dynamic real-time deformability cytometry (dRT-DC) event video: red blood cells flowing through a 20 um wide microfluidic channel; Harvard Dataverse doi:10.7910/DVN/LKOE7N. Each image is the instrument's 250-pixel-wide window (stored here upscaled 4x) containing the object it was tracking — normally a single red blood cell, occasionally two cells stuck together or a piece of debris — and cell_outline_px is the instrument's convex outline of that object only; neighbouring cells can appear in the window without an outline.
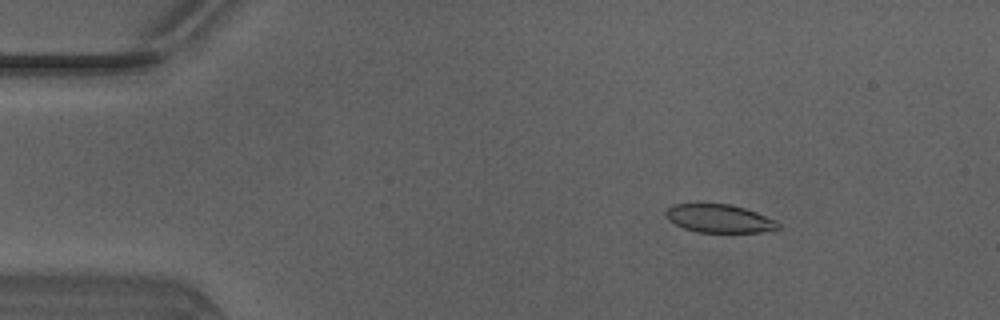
{"species": "Egyptian fruit bat (a non-hibernating species)", "species_latin": "Rousettus aegyptiacus", "temperature_condition": "warm", "stored_images_in_passage": 51, "segment_of_instrument_passage": [1, 2], "camera_frame_rate_fps": 3000, "um_per_image_px": 0.085, "animal": {"sex": "male"}, "frame": {"image": 1, "passage_image": 8, "time_ms": 2.333, "image_size_px": [1000, 320], "cell_outline_px": [[780, 228], [760, 232], [696, 232], [684, 228], [668, 220], [664, 212], [668, 208], [676, 204], [728, 204], [744, 208], [756, 212], [776, 220], [780, 224]], "centroid_in_image_um": [61.14, 18.58], "position_along_channel_um": 23.9, "area_um2": 18.32}}
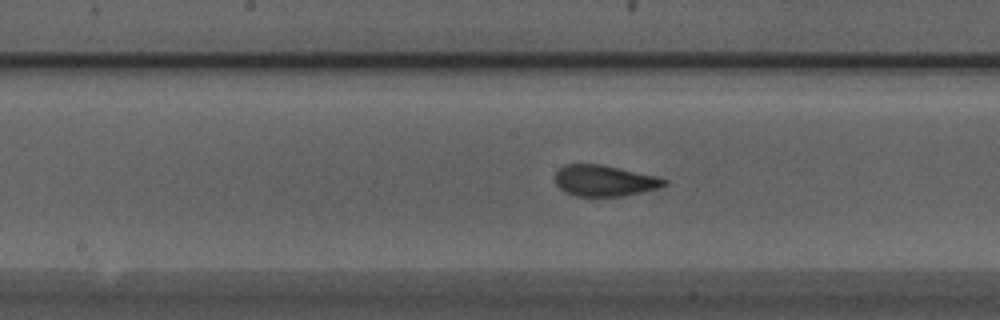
{"frame": {"image": 2, "passage_image": 26, "time_ms": 8.333, "image_size_px": [1000, 320], "cell_outline_px": [[668, 184], [660, 188], [624, 196], [576, 196], [564, 192], [556, 184], [556, 172], [564, 164], [600, 164], [656, 176], [668, 180]], "centroid_in_image_um": [51.39, 15.36], "position_along_channel_um": 196.8, "area_um2": 19.77}}
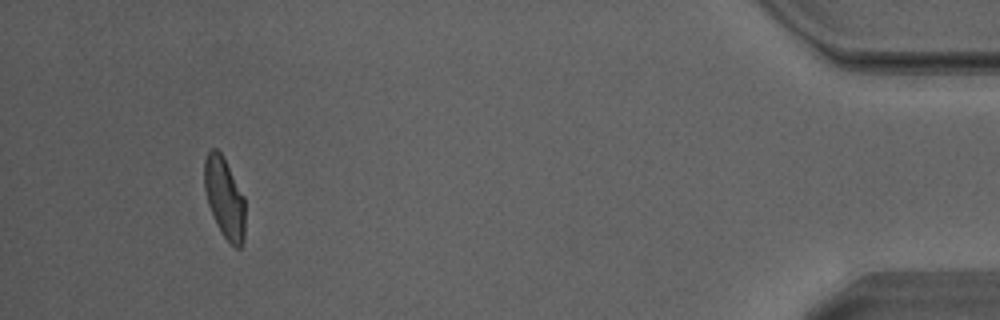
{"frame": {"image": 3, "passage_image": 47, "time_ms": 15.333, "image_size_px": [1000, 320], "cell_outline_px": [[244, 240], [240, 248], [236, 248], [220, 232], [208, 204], [204, 188], [204, 160], [208, 152], [212, 148], [216, 148], [224, 156], [244, 196]], "centroid_in_image_um": [19.07, 16.78], "position_along_channel_um": 416.1, "area_um2": 19.19}}